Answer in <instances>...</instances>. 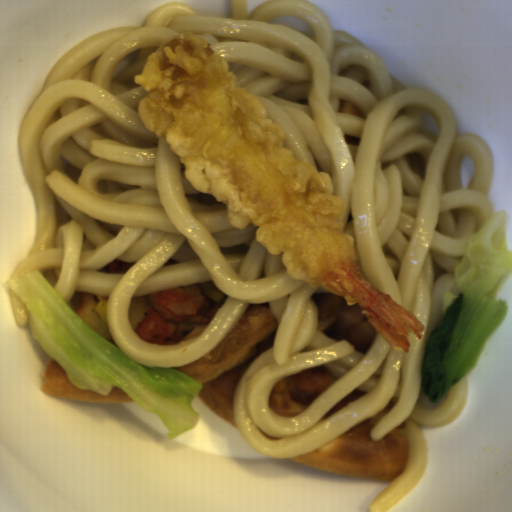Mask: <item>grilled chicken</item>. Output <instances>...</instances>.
I'll use <instances>...</instances> for the list:
<instances>
[{"label":"grilled chicken","instance_id":"grilled-chicken-1","mask_svg":"<svg viewBox=\"0 0 512 512\" xmlns=\"http://www.w3.org/2000/svg\"><path fill=\"white\" fill-rule=\"evenodd\" d=\"M315 321L330 339L344 341L358 354L367 351L374 340V332L358 302L349 305L326 288L318 287L310 295Z\"/></svg>","mask_w":512,"mask_h":512},{"label":"grilled chicken","instance_id":"grilled-chicken-2","mask_svg":"<svg viewBox=\"0 0 512 512\" xmlns=\"http://www.w3.org/2000/svg\"><path fill=\"white\" fill-rule=\"evenodd\" d=\"M202 301V289L197 283L152 293L134 333L145 342L164 345L177 325L192 317Z\"/></svg>","mask_w":512,"mask_h":512},{"label":"grilled chicken","instance_id":"grilled-chicken-3","mask_svg":"<svg viewBox=\"0 0 512 512\" xmlns=\"http://www.w3.org/2000/svg\"><path fill=\"white\" fill-rule=\"evenodd\" d=\"M337 381L336 376L321 364L295 375V384L303 391L326 390Z\"/></svg>","mask_w":512,"mask_h":512}]
</instances>
